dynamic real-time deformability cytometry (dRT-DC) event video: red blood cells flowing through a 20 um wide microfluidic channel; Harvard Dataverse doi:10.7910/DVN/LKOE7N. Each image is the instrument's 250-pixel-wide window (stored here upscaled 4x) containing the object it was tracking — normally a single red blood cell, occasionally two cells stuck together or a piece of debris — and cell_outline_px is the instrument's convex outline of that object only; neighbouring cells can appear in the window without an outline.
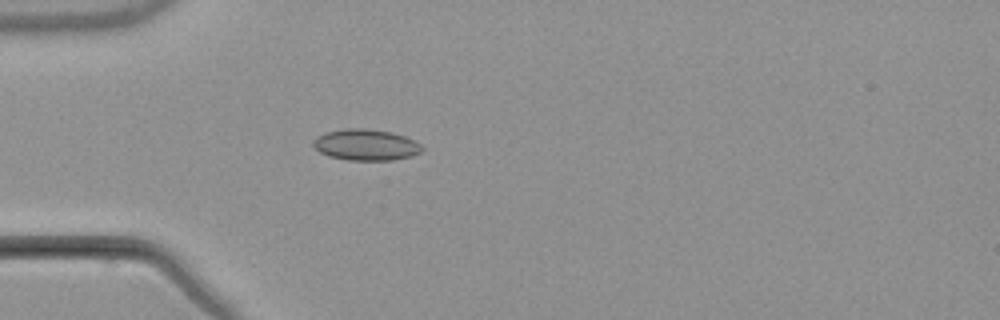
{"species": "common noctule bat (a hibernating species)", "species_latin": "Nyctalus noctula", "temperature_condition": "warm", "stored_images_in_passage": 2, "camera_frame_rate_fps": 3000, "um_per_image_px": 0.085, "animal": {"sex": "male", "body_mass_g": 21.5, "forearm_length_mm": 52.0}, "frame": {"image": 1, "passage_image": 2, "time_ms": 1.333, "image_size_px": [1000, 320], "cell_outline_px": [[424, 148], [420, 152], [412, 156], [392, 160], [348, 160], [328, 156], [320, 152], [312, 144], [312, 140], [316, 136], [324, 132], [344, 128], [364, 128], [392, 132], [404, 136], [420, 144]], "centroid_in_image_um": [31.06, 12.3], "position_along_channel_um": 53.9, "area_um2": 19.88}}